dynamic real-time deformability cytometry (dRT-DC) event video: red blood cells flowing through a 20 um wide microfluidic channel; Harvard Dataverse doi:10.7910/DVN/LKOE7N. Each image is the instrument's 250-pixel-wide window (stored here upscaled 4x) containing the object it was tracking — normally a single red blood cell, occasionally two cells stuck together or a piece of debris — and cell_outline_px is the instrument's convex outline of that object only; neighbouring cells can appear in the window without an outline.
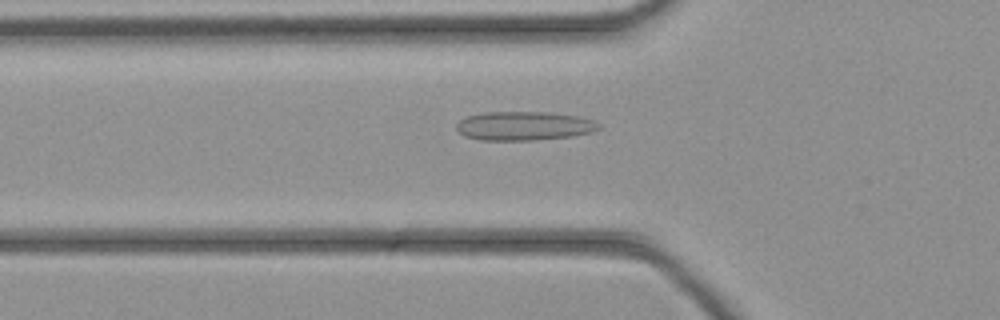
{"species": "common noctule bat (a hibernating species)", "species_latin": "Nyctalus noctula", "temperature_condition": "cold", "stored_images_in_passage": 37, "camera_frame_rate_fps": 3000, "um_per_image_px": 0.085, "animal": {"sex": "female", "body_mass_g": 21.9}, "frame": {"image": 1, "passage_image": 8, "time_ms": 2.333, "image_size_px": [1000, 320], "cell_outline_px": [[600, 128], [592, 132], [572, 136], [532, 140], [480, 140], [464, 136], [456, 128], [456, 124], [460, 120], [468, 116], [484, 112], [548, 112], [580, 116], [592, 120], [600, 124]], "centroid_in_image_um": [44.55, 10.7], "position_along_channel_um": 81.3, "area_um2": 23.99}}
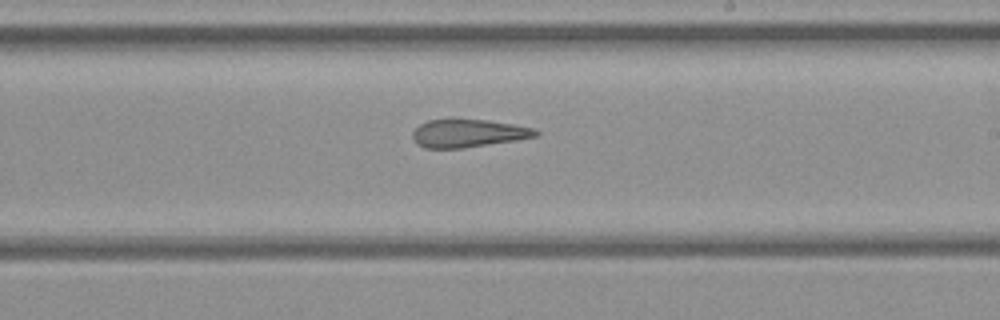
{"frame": {"image": 2, "passage_image": 19, "time_ms": 6.0, "image_size_px": [1000, 320], "cell_outline_px": [[540, 132], [536, 136], [464, 148], [424, 148], [416, 144], [412, 140], [412, 132], [420, 124], [428, 120], [484, 120], [512, 124], [536, 128]], "centroid_in_image_um": [39.75, 11.34], "position_along_channel_um": 249.3, "area_um2": 19.77}}
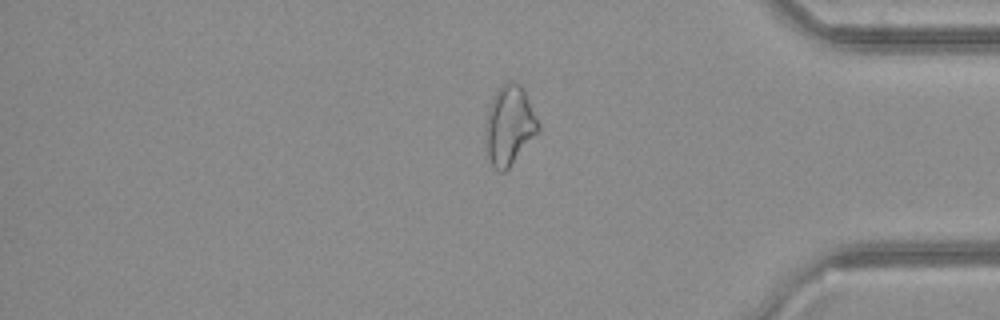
{"frame": {"image": 3, "passage_image": 30, "time_ms": 9.667, "image_size_px": [1000, 320], "cell_outline_px": [[540, 132], [508, 168], [504, 172], [496, 172], [488, 156], [484, 144], [484, 124], [488, 108], [496, 92], [508, 80], [512, 80], [520, 84], [540, 124]], "centroid_in_image_um": [43.27, 10.7], "position_along_channel_um": 391.9, "area_um2": 24.68}}